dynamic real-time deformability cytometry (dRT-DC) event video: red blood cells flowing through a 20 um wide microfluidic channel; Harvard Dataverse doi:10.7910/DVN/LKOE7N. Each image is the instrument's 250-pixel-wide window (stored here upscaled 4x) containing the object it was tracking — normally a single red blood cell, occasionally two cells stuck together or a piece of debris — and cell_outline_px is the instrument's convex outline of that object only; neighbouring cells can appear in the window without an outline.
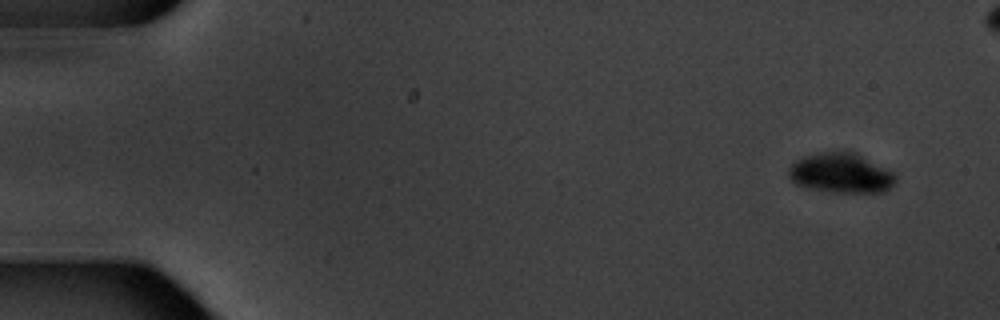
{"species": "common noctule bat (a hibernating species)", "species_latin": "Nyctalus noctula", "temperature_condition": "warm", "stored_images_in_passage": 4, "camera_frame_rate_fps": 3000, "um_per_image_px": 0.085, "animal": {"sex": "male", "body_mass_g": 20.1, "forearm_length_mm": 53.5}, "frame": {"image": 1, "passage_image": 1, "time_ms": 0.0, "image_size_px": [1000, 320], "cell_outline_px": [[896, 180], [884, 192], [832, 192], [808, 188], [796, 184], [788, 176], [788, 168], [796, 160], [804, 156], [820, 152], [856, 152], [896, 172]], "centroid_in_image_um": [71.5, 14.71], "position_along_channel_um": 13.5, "area_um2": 24.97}}